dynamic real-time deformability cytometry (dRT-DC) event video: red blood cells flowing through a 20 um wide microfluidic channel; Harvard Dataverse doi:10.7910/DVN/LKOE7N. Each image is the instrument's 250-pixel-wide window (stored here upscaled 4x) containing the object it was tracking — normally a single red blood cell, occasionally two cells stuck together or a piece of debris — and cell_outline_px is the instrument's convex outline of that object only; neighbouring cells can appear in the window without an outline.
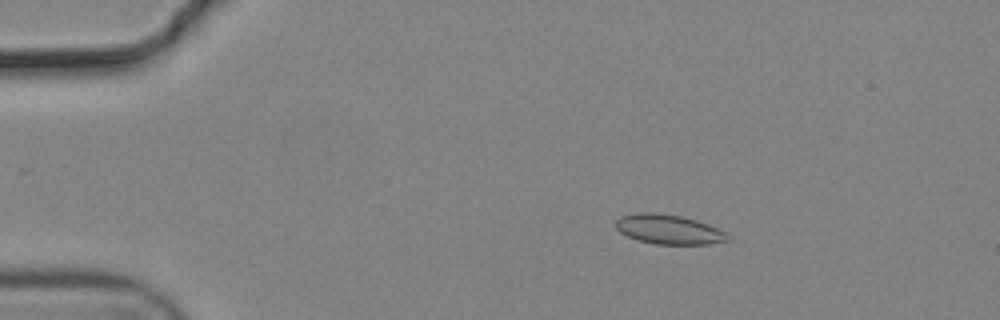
{"species": "common noctule bat (a hibernating species)", "species_latin": "Nyctalus noctula", "temperature_condition": "cold", "stored_images_in_passage": 48, "camera_frame_rate_fps": 3000, "um_per_image_px": 0.085, "animal": {"sex": "male", "body_mass_g": 19.2, "forearm_length_mm": 51.8}, "frame": {"image": 1, "passage_image": 2, "time_ms": 0.333, "image_size_px": [1000, 320], "cell_outline_px": [[732, 240], [708, 244], [656, 244], [636, 240], [620, 232], [616, 228], [616, 220], [620, 216], [636, 212], [656, 212], [680, 216], [696, 220], [708, 224], [728, 232]], "centroid_in_image_um": [56.87, 19.49], "position_along_channel_um": 28.1, "area_um2": 19.54}}
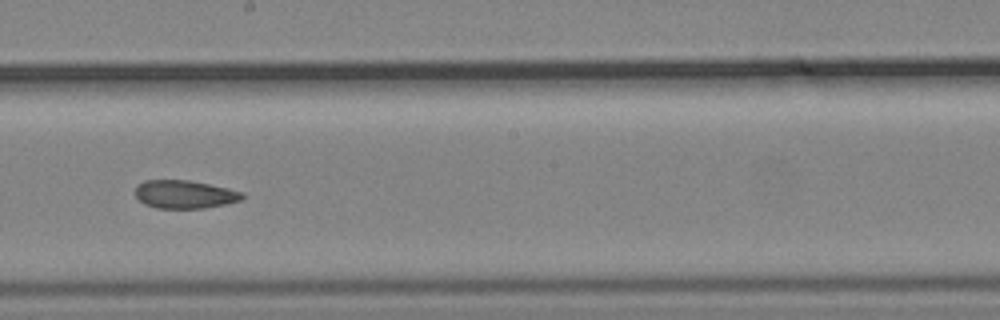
{"frame": {"image": 2, "passage_image": 24, "time_ms": 7.667, "image_size_px": [1000, 320], "cell_outline_px": [[244, 196], [240, 200], [224, 204], [204, 208], [156, 208], [144, 204], [136, 196], [136, 184], [144, 180], [188, 180], [228, 188], [244, 192]], "centroid_in_image_um": [15.67, 16.51], "position_along_channel_um": 232.5, "area_um2": 17.51}}
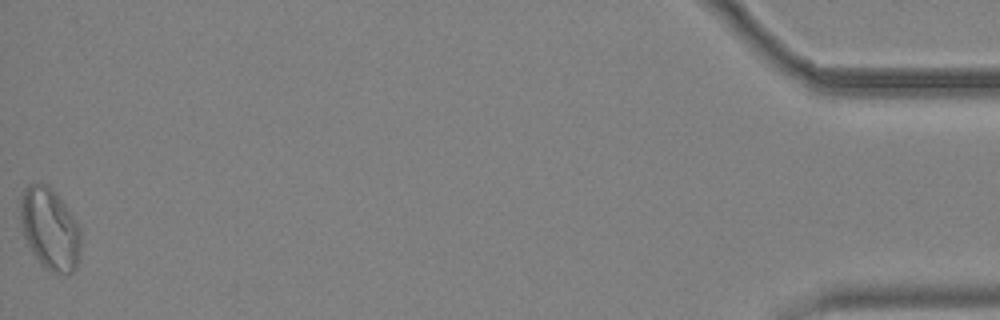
{"frame": {"image": 3, "passage_image": 48, "time_ms": 15.667, "image_size_px": [1000, 320], "cell_outline_px": [[80, 248], [76, 268], [68, 276], [52, 272], [32, 252], [24, 236], [20, 220], [20, 200], [24, 188], [28, 184], [40, 180], [48, 184], [52, 188], [64, 204], [80, 228]], "centroid_in_image_um": [4.22, 19.41], "position_along_channel_um": 431.0, "area_um2": 28.78}, "authors_computed_cell_mechanics": {"area_um2": 19.0451, "velocity_mm_per_s": 3.6984, "shape_relaxation_time_tau1_ms": null, "shape_relaxation_time_tau2_ms": 4.6717, "deformation_change_tau1": null, "deformation_change_tau2": 0.0842}}